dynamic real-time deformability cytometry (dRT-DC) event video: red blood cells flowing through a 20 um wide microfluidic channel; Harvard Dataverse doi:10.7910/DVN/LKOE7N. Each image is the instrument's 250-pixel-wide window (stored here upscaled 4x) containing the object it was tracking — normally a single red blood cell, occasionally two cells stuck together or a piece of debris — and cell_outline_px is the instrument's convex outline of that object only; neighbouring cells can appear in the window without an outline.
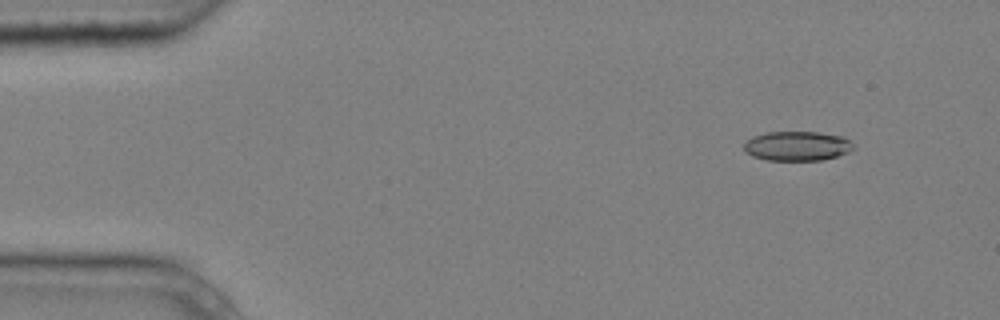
{"species": "common noctule bat (a hibernating species)", "species_latin": "Nyctalus noctula", "temperature_condition": "cold", "stored_images_in_passage": 4, "camera_frame_rate_fps": 3000, "um_per_image_px": 0.085, "animal": {"sex": "male", "body_mass_g": 20.4}, "frame": {"image": 1, "passage_image": 1, "time_ms": 0.0, "image_size_px": [1000, 320], "cell_outline_px": [[856, 148], [848, 152], [836, 156], [820, 160], [768, 160], [752, 156], [744, 152], [744, 144], [752, 136], [764, 132], [816, 132], [844, 136]], "centroid_in_image_um": [67.74, 12.4], "position_along_channel_um": 17.3, "area_um2": 18.84}}
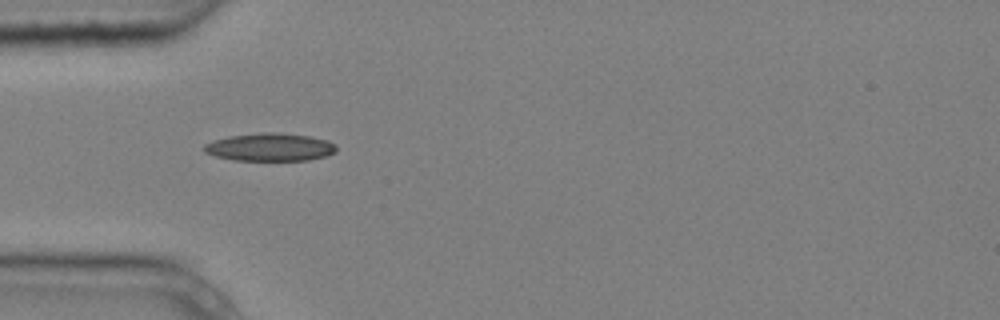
{"frame": {"image": 2, "passage_image": 4, "time_ms": 1.0, "image_size_px": [1000, 320], "cell_outline_px": [[336, 152], [324, 156], [308, 160], [232, 160], [216, 156], [204, 152], [204, 144], [212, 140], [228, 136], [268, 132], [276, 132], [312, 136], [328, 140], [336, 144]], "centroid_in_image_um": [22.95, 12.5], "position_along_channel_um": 62.0, "area_um2": 21.56}}